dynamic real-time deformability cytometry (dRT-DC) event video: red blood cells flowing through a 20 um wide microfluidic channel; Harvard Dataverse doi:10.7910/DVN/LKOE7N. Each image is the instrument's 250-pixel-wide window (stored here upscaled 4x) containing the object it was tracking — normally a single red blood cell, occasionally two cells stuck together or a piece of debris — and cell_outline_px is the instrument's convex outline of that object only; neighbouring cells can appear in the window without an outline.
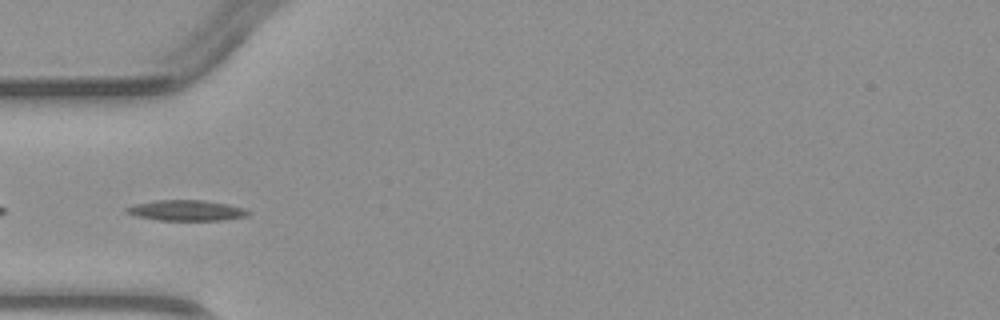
{"species": "common noctule bat (a hibernating species)", "species_latin": "Nyctalus noctula", "temperature_condition": "warm", "stored_images_in_passage": 4, "camera_frame_rate_fps": 3000, "um_per_image_px": 0.085, "animal": {"sex": "male", "body_mass_g": 23.1, "forearm_length_mm": 52.7}, "frame": {"image": 1, "passage_image": 4, "time_ms": 4.333, "image_size_px": [1000, 320], "cell_outline_px": [[248, 216], [224, 220], [156, 220], [136, 216], [124, 212], [124, 208], [136, 204], [156, 200], [204, 200], [228, 204], [244, 208], [248, 212]], "centroid_in_image_um": [15.81, 17.89], "position_along_channel_um": 69.2, "area_um2": 14.62}}